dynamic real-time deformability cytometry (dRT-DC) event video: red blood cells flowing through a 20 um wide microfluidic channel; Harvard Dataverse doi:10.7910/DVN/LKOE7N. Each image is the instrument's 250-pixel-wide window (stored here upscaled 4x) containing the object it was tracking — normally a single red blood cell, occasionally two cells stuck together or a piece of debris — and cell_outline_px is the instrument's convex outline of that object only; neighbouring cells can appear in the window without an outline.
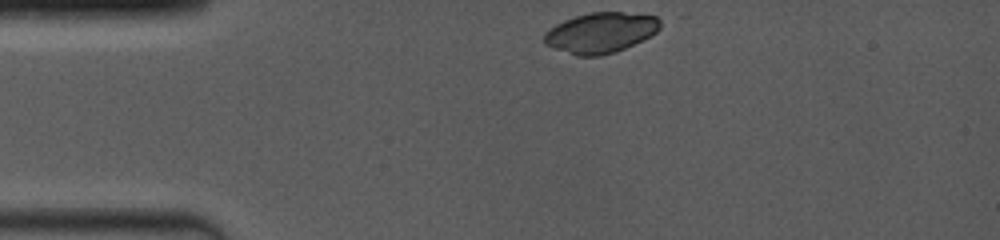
{"species": "common noctule bat (a hibernating species)", "species_latin": "Nyctalus noctula", "temperature_condition": "room temperature", "stored_images_in_passage": 2, "camera_frame_rate_fps": 4000, "um_per_image_px": 0.085, "animal": {"sex": "female", "body_mass_g": 19.0, "forearm_length_mm": 53.3}, "frame": {"image": 1, "passage_image": 1, "time_ms": 0.0, "image_size_px": [1000, 240], "cell_outline_px": [[660, 28], [656, 32], [616, 52], [600, 56], [576, 56], [552, 48], [544, 44], [544, 32], [548, 28], [564, 20], [576, 16], [592, 12], [624, 12], [656, 16], [660, 20]], "centroid_in_image_um": [51.0, 2.78], "position_along_channel_um": 34.0, "area_um2": 27.28}}